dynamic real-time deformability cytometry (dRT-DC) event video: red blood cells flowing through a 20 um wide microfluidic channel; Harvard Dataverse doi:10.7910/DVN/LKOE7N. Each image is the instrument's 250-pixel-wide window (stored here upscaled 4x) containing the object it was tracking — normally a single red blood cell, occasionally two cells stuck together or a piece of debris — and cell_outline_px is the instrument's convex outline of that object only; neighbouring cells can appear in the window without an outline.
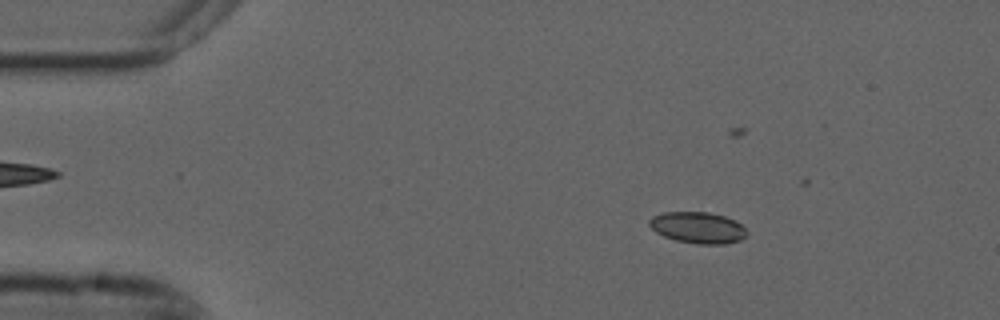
{"species": "common noctule bat (a hibernating species)", "species_latin": "Nyctalus noctula", "temperature_condition": "cold", "stored_images_in_passage": 23, "camera_frame_rate_fps": 3000, "um_per_image_px": 0.085, "animal": {"sex": "male", "forearm_length_mm": 52.5}, "frame": {"image": 1, "passage_image": 8, "time_ms": 2.333, "image_size_px": [1000, 320], "cell_outline_px": [[748, 236], [740, 240], [724, 244], [696, 244], [676, 240], [664, 236], [656, 232], [648, 224], [648, 220], [652, 216], [664, 212], [708, 212], [724, 216], [740, 224], [748, 232]], "centroid_in_image_um": [59.31, 19.35], "position_along_channel_um": 25.7, "area_um2": 17.8}}
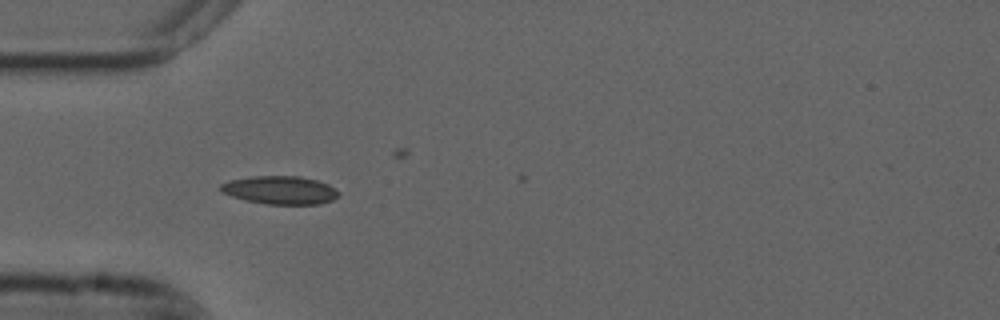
{"frame": {"image": 2, "passage_image": 16, "time_ms": 5.0, "image_size_px": [1000, 320], "cell_outline_px": [[340, 192], [332, 200], [320, 204], [264, 204], [244, 200], [220, 192], [220, 184], [228, 180], [252, 176], [300, 176], [316, 180], [328, 184]], "centroid_in_image_um": [23.77, 16.15], "position_along_channel_um": 61.2, "area_um2": 19.48}}
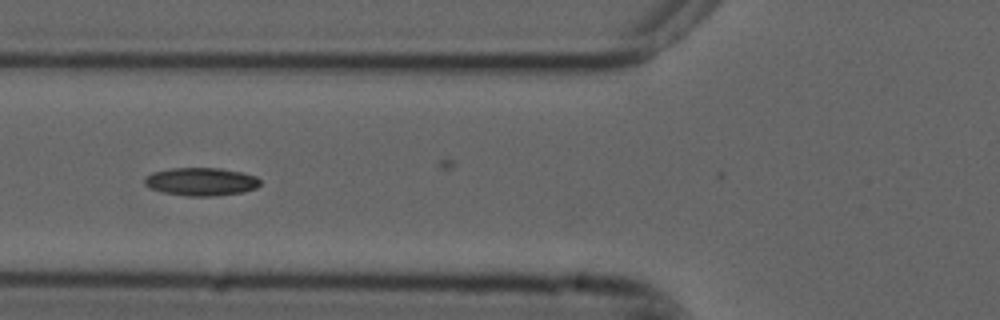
{"frame": {"image": 3, "passage_image": 20, "time_ms": 6.333, "image_size_px": [1000, 320], "cell_outline_px": [[260, 184], [256, 188], [244, 192], [212, 196], [184, 196], [164, 192], [152, 188], [144, 184], [144, 180], [152, 172], [172, 168], [220, 168], [244, 172], [256, 176], [260, 180]], "centroid_in_image_um": [17.13, 15.43], "position_along_channel_um": 108.7, "area_um2": 18.9}}